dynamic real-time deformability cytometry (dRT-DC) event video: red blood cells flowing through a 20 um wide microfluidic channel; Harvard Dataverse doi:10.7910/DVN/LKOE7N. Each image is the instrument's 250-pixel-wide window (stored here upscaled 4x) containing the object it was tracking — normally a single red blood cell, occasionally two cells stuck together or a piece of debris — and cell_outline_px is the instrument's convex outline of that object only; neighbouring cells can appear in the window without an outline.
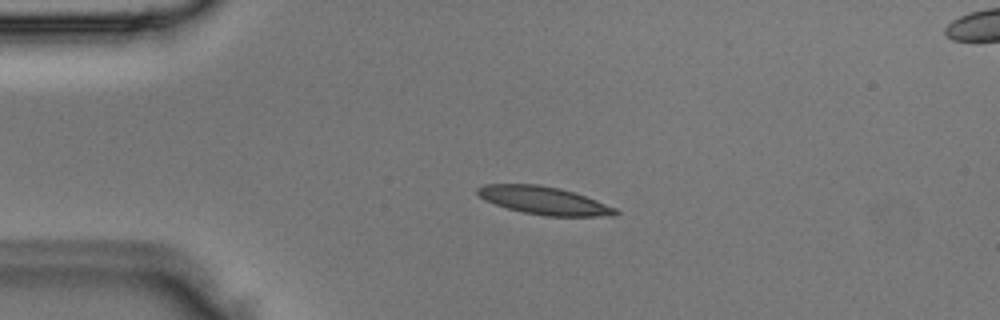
{"species": "Egyptian fruit bat (a non-hibernating species)", "species_latin": "Rousettus aegyptiacus", "temperature_condition": "room temperature", "stored_images_in_passage": 3, "camera_frame_rate_fps": 3000, "um_per_image_px": 0.085, "animal": {"sex": "male"}, "frame": {"image": 1, "passage_image": 2, "time_ms": 0.333, "image_size_px": [1000, 320], "cell_outline_px": [[620, 212], [616, 216], [544, 216], [524, 212], [508, 208], [484, 200], [476, 192], [476, 188], [484, 184], [540, 184], [560, 188], [596, 200], [616, 208]], "centroid_in_image_um": [46.24, 17.04], "position_along_channel_um": 38.8, "area_um2": 22.37}}